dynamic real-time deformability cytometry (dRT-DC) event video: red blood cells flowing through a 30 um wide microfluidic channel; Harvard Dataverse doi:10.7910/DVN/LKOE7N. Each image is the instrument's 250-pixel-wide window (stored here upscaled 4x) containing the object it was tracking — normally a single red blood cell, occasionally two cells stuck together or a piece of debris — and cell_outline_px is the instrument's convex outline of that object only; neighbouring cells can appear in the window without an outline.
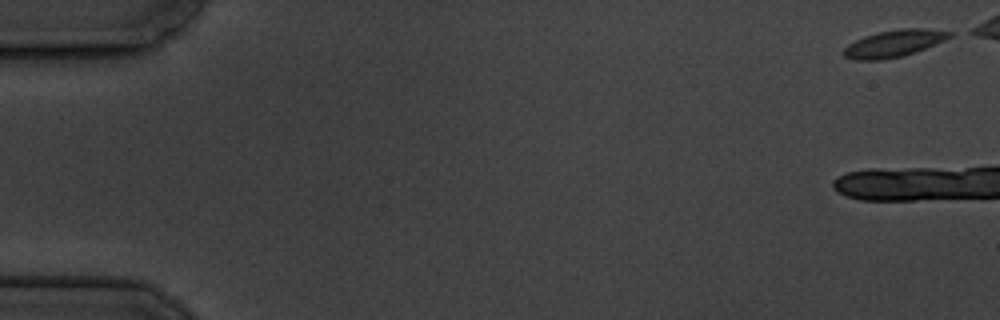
{"species": "common noctule bat (a hibernating species)", "species_latin": "Nyctalus noctula", "temperature_condition": "cold", "stored_images_in_passage": 6, "camera_frame_rate_fps": 3000, "um_per_image_px": 0.085, "animal": {"sex": "male", "body_mass_g": 19.5, "forearm_length_mm": 54.6}, "frame": {"image": 1, "passage_image": 1, "time_ms": 0.0, "image_size_px": [1000, 320], "cell_outline_px": [[956, 32], [952, 36], [944, 40], [916, 52], [900, 56], [880, 60], [856, 60], [844, 56], [844, 48], [848, 44], [864, 36], [880, 32], [900, 28], [924, 28]], "centroid_in_image_um": [76.01, 3.68], "position_along_channel_um": 9.0, "area_um2": 16.53}}